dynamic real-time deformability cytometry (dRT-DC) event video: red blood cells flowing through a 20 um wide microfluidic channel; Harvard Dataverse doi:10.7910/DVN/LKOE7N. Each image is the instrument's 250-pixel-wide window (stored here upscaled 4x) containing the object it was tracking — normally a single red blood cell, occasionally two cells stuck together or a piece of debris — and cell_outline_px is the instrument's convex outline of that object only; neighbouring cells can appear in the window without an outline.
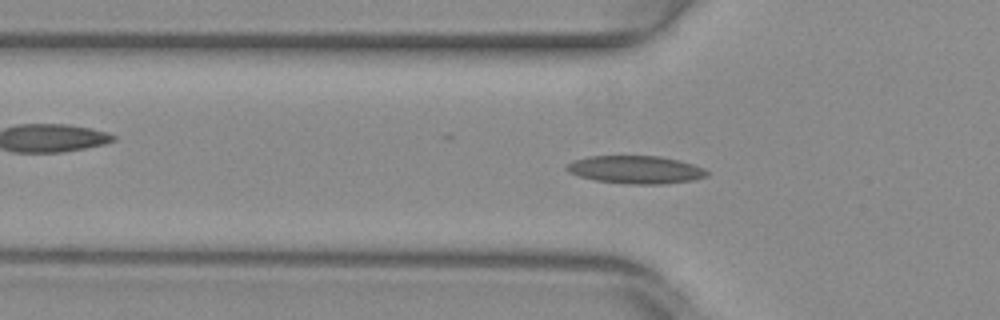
{"species": "common noctule bat (a hibernating species)", "species_latin": "Nyctalus noctula", "temperature_condition": "warm", "stored_images_in_passage": 47, "camera_frame_rate_fps": 3000, "um_per_image_px": 0.085, "animal": {"sex": "female", "body_mass_g": 29.2, "forearm_length_mm": 56.3}, "frame": {"image": 1, "passage_image": 12, "time_ms": 3.667, "image_size_px": [1000, 320], "cell_outline_px": [[708, 176], [692, 180], [664, 184], [628, 184], [596, 180], [580, 176], [568, 172], [564, 168], [572, 160], [588, 156], [660, 156], [680, 160], [704, 168], [708, 172]], "centroid_in_image_um": [54.03, 14.42], "position_along_channel_um": 71.8, "area_um2": 22.83}}
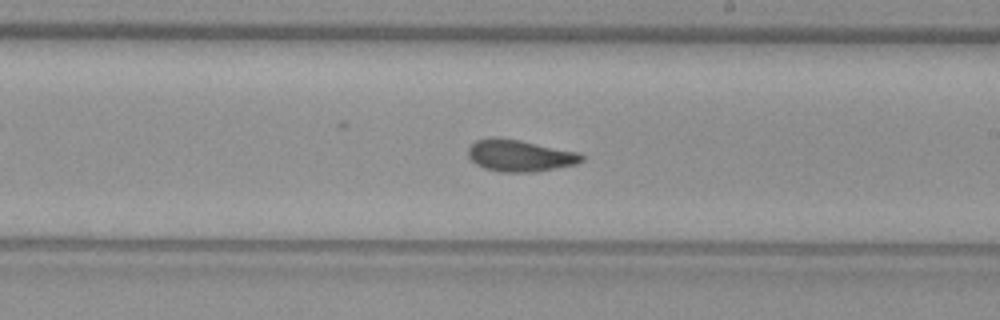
{"frame": {"image": 2, "passage_image": 25, "time_ms": 8.0, "image_size_px": [1000, 320], "cell_outline_px": [[584, 160], [576, 164], [536, 172], [500, 172], [484, 168], [476, 164], [468, 156], [468, 148], [476, 140], [492, 136], [496, 136], [520, 140], [580, 152], [584, 156]], "centroid_in_image_um": [44.19, 13.22], "position_along_channel_um": 244.8, "area_um2": 21.27}}
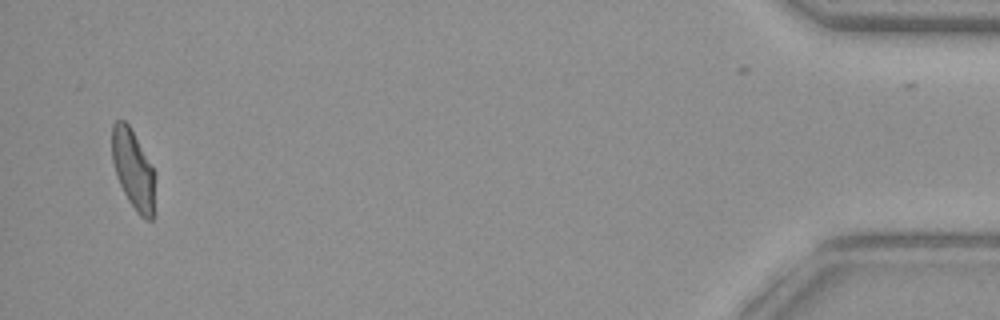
{"frame": {"image": 3, "passage_image": 45, "time_ms": 14.667, "image_size_px": [1000, 320], "cell_outline_px": [[156, 212], [152, 220], [144, 220], [136, 212], [128, 200], [120, 184], [112, 160], [112, 124], [116, 120], [124, 120], [128, 124], [152, 168]], "centroid_in_image_um": [11.32, 14.48], "position_along_channel_um": 423.9, "area_um2": 19.59}, "authors_computed_cell_mechanics": {"area_um2": 20.9236, "velocity_mm_per_s": 3.9903, "shape_relaxation_time_tau1_ms": null, "shape_relaxation_time_tau2_ms": 1.6265, "deformation_change_tau1": null, "deformation_change_tau2": 0.0733}}